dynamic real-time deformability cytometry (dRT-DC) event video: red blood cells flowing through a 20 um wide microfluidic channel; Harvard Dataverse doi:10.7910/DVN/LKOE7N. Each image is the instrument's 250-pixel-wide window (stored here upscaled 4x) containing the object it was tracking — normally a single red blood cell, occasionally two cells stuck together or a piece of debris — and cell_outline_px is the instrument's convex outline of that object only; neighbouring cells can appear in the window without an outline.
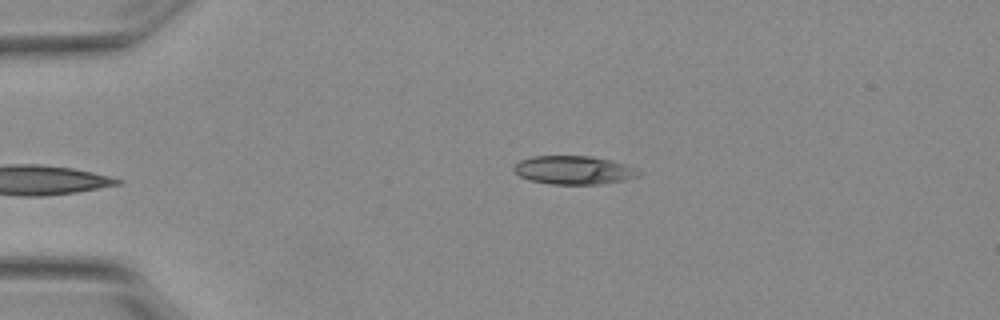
{"species": "Egyptian fruit bat (a non-hibernating species)", "species_latin": "Rousettus aegyptiacus", "temperature_condition": "warm", "stored_images_in_passage": 2, "camera_frame_rate_fps": 3000, "um_per_image_px": 0.085, "animal": {"sex": "female"}, "frame": {"image": 1, "passage_image": 1, "time_ms": 0.0, "image_size_px": [1000, 320], "cell_outline_px": [[640, 172], [636, 176], [624, 180], [600, 184], [552, 184], [532, 180], [520, 176], [512, 168], [520, 160], [532, 156], [592, 156], [612, 160], [628, 164], [640, 168]], "centroid_in_image_um": [48.82, 14.44], "position_along_channel_um": 36.2, "area_um2": 20.75}}